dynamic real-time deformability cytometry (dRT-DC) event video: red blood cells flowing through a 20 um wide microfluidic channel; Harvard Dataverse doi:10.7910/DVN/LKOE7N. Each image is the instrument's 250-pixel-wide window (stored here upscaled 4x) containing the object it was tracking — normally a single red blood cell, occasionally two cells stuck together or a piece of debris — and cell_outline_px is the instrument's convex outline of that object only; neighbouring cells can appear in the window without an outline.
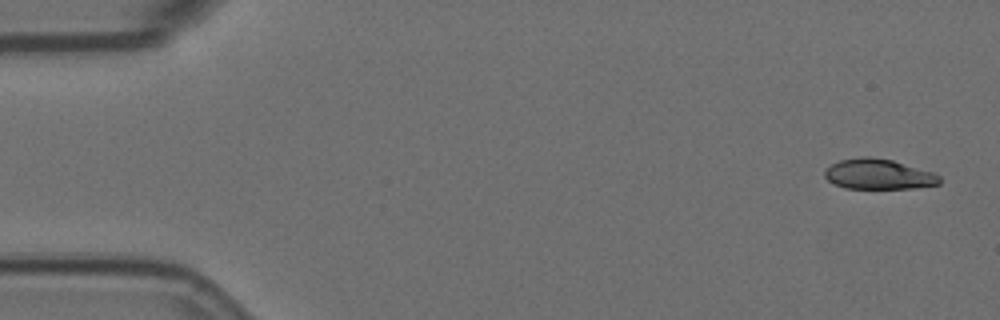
{"species": "Egyptian fruit bat (a non-hibernating species)", "species_latin": "Rousettus aegyptiacus", "temperature_condition": "room temperature", "stored_images_in_passage": 5, "camera_frame_rate_fps": 3000, "um_per_image_px": 0.085, "animal": {"sex": "female"}, "frame": {"image": 1, "passage_image": 1, "time_ms": 0.0, "image_size_px": [1000, 320], "cell_outline_px": [[940, 184], [912, 188], [844, 188], [828, 180], [824, 176], [824, 172], [832, 164], [840, 160], [864, 156], [868, 156], [892, 160], [936, 172], [940, 176]], "centroid_in_image_um": [74.71, 14.8], "position_along_channel_um": 10.3, "area_um2": 20.23}}
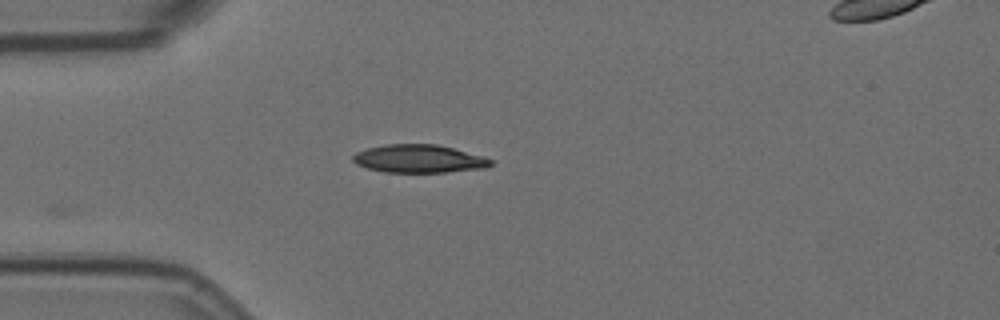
{"frame": {"image": 2, "passage_image": 5, "time_ms": 1.333, "image_size_px": [1000, 320], "cell_outline_px": [[492, 164], [484, 168], [444, 172], [384, 172], [368, 168], [356, 164], [352, 160], [352, 156], [356, 152], [368, 148], [388, 144], [436, 144], [484, 156], [492, 160]], "centroid_in_image_um": [35.59, 13.49], "position_along_channel_um": 49.4, "area_um2": 22.37}}